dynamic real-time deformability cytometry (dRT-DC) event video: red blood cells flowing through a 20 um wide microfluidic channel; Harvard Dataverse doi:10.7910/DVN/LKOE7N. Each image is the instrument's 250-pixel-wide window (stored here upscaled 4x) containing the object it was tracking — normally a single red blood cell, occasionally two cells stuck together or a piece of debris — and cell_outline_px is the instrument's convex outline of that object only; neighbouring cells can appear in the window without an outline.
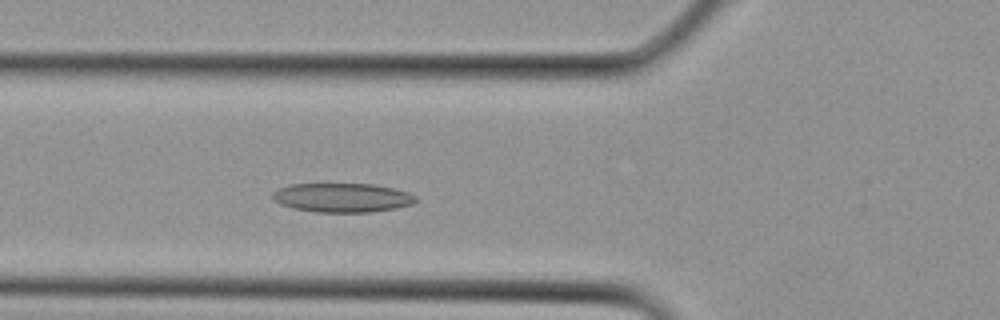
{"species": "Egyptian fruit bat (a non-hibernating species)", "species_latin": "Rousettus aegyptiacus", "temperature_condition": "cold", "stored_images_in_passage": 6, "camera_frame_rate_fps": 3000, "um_per_image_px": 0.085, "animal": {"sex": "female"}, "frame": {"image": 1, "passage_image": 4, "time_ms": 1.0, "image_size_px": [1000, 320], "cell_outline_px": [[416, 200], [412, 204], [396, 208], [368, 212], [316, 212], [292, 208], [280, 204], [272, 200], [272, 192], [280, 188], [292, 184], [372, 184], [392, 188], [408, 192], [416, 196]], "centroid_in_image_um": [29.06, 16.8], "position_along_channel_um": 96.7, "area_um2": 24.22}}
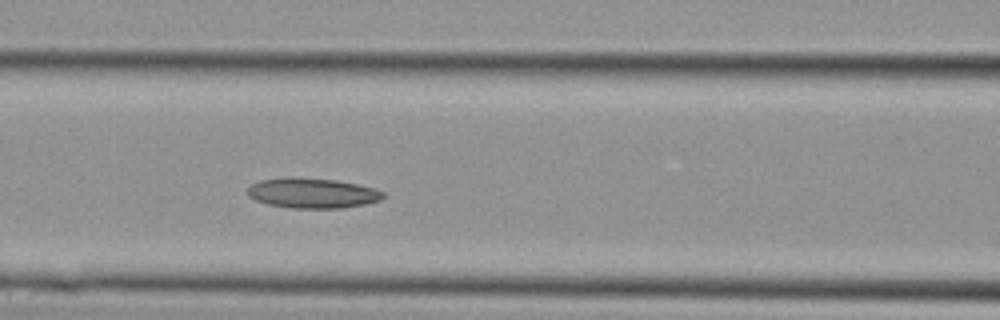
{"frame": {"image": 2, "passage_image": 6, "time_ms": 1.667, "image_size_px": [1000, 320], "cell_outline_px": [[384, 196], [380, 200], [364, 204], [340, 208], [292, 208], [268, 204], [256, 200], [248, 196], [248, 188], [252, 184], [260, 180], [284, 176], [292, 176], [336, 180], [376, 188], [384, 192]], "centroid_in_image_um": [26.53, 16.39], "position_along_channel_um": 140.1, "area_um2": 23.93}}